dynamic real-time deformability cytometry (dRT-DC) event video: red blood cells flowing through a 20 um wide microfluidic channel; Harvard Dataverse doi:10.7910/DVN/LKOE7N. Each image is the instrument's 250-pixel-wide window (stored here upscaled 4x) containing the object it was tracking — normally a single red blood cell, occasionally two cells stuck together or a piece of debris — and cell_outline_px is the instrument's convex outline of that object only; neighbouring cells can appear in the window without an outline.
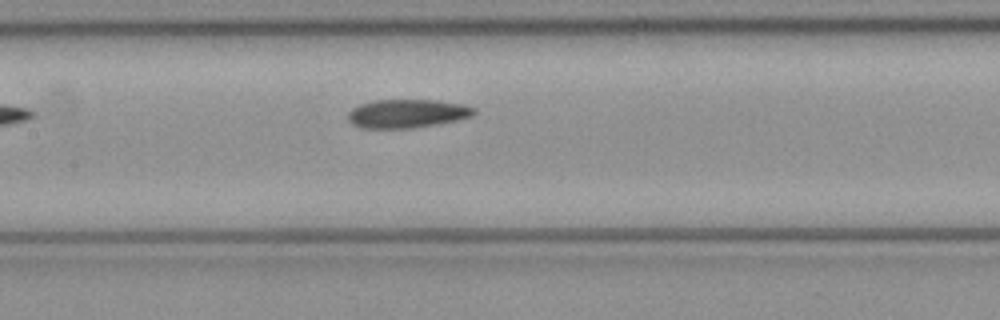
{"species": "common noctule bat (a hibernating species)", "species_latin": "Nyctalus noctula", "temperature_condition": "cold", "stored_images_in_passage": 5, "camera_frame_rate_fps": 3000, "um_per_image_px": 0.085, "animal": {"sex": "female", "body_mass_g": 21.9}, "frame": {"image": 1, "passage_image": 5, "time_ms": 1.333, "image_size_px": [1000, 320], "cell_outline_px": [[476, 112], [472, 116], [456, 120], [412, 128], [360, 128], [352, 124], [348, 120], [348, 112], [352, 108], [360, 104], [376, 100], [436, 100], [464, 104], [476, 108]], "centroid_in_image_um": [34.59, 9.65], "position_along_channel_um": 172.8, "area_um2": 20.98}}